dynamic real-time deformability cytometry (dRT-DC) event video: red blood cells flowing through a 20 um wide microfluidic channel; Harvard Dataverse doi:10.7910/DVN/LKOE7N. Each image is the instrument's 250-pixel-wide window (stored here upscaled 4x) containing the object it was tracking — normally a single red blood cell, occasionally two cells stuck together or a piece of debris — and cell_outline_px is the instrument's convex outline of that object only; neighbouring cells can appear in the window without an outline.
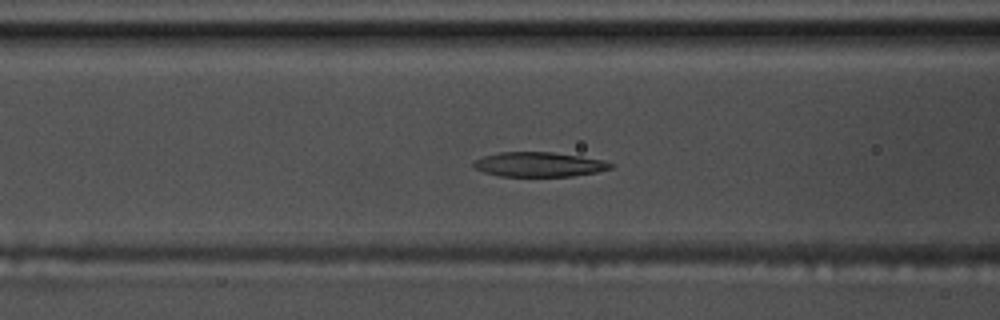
{"species": "common noctule bat (a hibernating species)", "species_latin": "Nyctalus noctula", "temperature_condition": "warm", "stored_images_in_passage": 57, "camera_frame_rate_fps": 3000, "um_per_image_px": 0.085, "animal": {"sex": "male", "body_mass_g": 17.5, "forearm_length_mm": 52.3}, "frame": {"image": 1, "passage_image": 22, "time_ms": 7.0, "image_size_px": [1000, 320], "cell_outline_px": [[616, 164], [612, 168], [596, 172], [572, 176], [500, 176], [484, 172], [476, 168], [472, 164], [476, 160], [484, 156], [500, 152], [552, 152], [580, 156], [604, 160]], "centroid_in_image_um": [45.86, 13.97], "position_along_channel_um": 120.7, "area_um2": 19.59}}
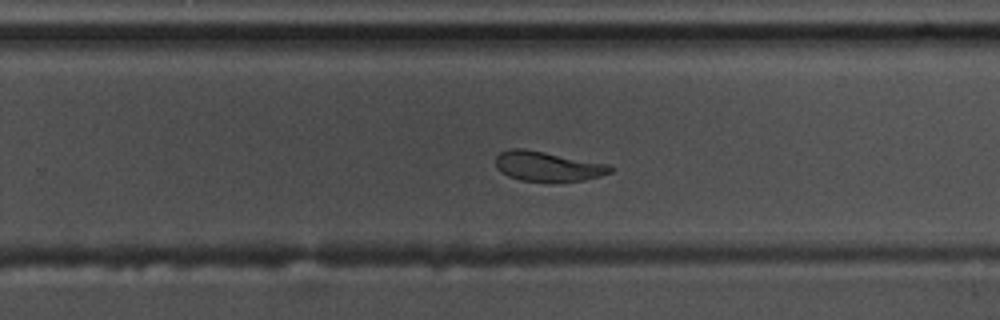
{"frame": {"image": 2, "passage_image": 36, "time_ms": 11.667, "image_size_px": [1000, 320], "cell_outline_px": [[616, 168], [612, 172], [600, 176], [584, 180], [520, 180], [508, 176], [500, 172], [496, 168], [496, 156], [500, 152], [508, 148], [524, 148], [608, 164]], "centroid_in_image_um": [46.53, 14.11], "position_along_channel_um": 283.3, "area_um2": 19.71}}
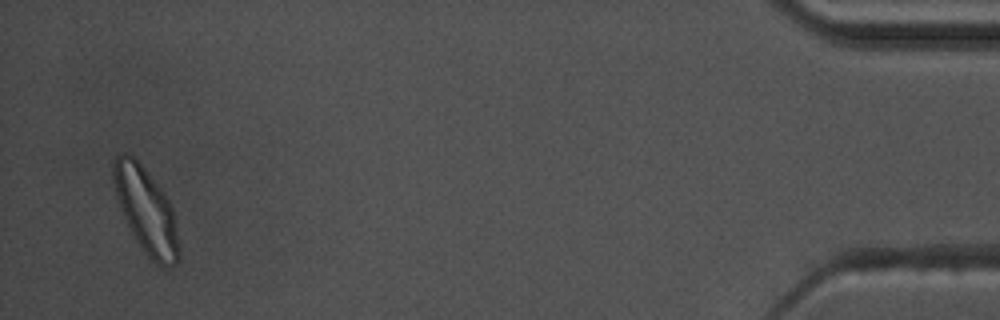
{"frame": {"image": 3, "passage_image": 55, "time_ms": 18.0, "image_size_px": [1000, 320], "cell_outline_px": [[180, 256], [176, 264], [164, 268], [156, 264], [144, 252], [136, 240], [120, 208], [116, 196], [112, 180], [112, 160], [120, 152], [128, 152], [144, 168], [164, 192], [172, 208], [176, 228], [180, 252]], "centroid_in_image_um": [12.4, 17.88], "position_along_channel_um": 422.8, "area_um2": 32.6}, "authors_computed_cell_mechanics": {"area_um2": 21.2704, "velocity_mm_per_s": 3.4905, "shape_relaxation_time_tau1_ms": 5.4909, "shape_relaxation_time_tau2_ms": 7.0415, "deformation_change_tau1": 0.1844, "deformation_change_tau2": 0.092}}